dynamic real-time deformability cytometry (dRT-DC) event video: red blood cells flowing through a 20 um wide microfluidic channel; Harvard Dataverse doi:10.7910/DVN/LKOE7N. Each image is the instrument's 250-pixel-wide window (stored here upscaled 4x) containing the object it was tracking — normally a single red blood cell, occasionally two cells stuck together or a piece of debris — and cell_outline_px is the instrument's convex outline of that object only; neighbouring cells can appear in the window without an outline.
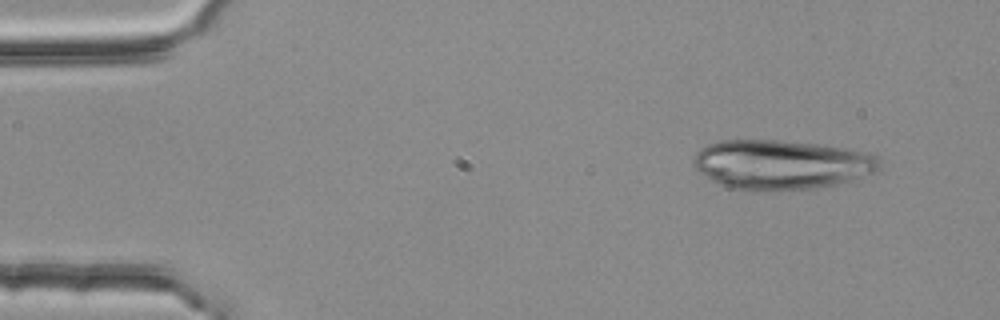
{"species": "common noctule bat (a hibernating species)", "species_latin": "Nyctalus noctula", "temperature_condition": "room temperature", "stored_images_in_passage": 3, "camera_frame_rate_fps": 3000, "um_per_image_px": 0.085, "animal": {"sex": "female", "body_mass_g": 25.1}, "frame": {"image": 1, "passage_image": 1, "time_ms": 0.0, "image_size_px": [1000, 320], "cell_outline_px": [[880, 168], [876, 172], [836, 184], [816, 188], [748, 192], [744, 192], [728, 188], [712, 180], [700, 172], [692, 164], [692, 160], [696, 152], [700, 148], [708, 144], [720, 140], [776, 140], [816, 144], [872, 152], [880, 160]], "centroid_in_image_um": [66.38, 14.0], "position_along_channel_um": 18.6, "area_um2": 54.16}}